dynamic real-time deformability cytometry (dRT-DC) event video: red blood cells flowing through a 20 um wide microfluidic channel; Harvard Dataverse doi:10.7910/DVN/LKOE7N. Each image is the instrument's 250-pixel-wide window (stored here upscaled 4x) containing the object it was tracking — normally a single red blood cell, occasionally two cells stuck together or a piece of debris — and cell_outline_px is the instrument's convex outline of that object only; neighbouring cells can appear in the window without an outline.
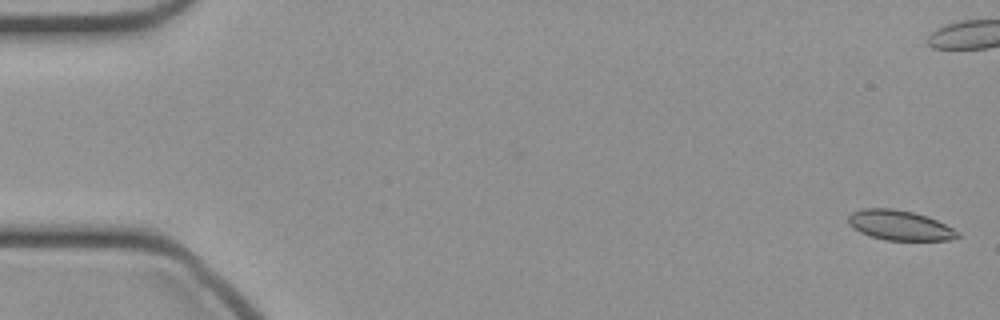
{"species": "common noctule bat (a hibernating species)", "species_latin": "Nyctalus noctula", "temperature_condition": "cold", "stored_images_in_passage": 3, "camera_frame_rate_fps": 3000, "um_per_image_px": 0.085, "animal": {"sex": "female", "body_mass_g": 21.9}, "frame": {"image": 1, "passage_image": 3, "time_ms": 0.667, "image_size_px": [1000, 320], "cell_outline_px": [[960, 236], [952, 240], [884, 240], [860, 232], [848, 224], [848, 216], [852, 212], [860, 208], [892, 208], [912, 212], [928, 216], [960, 232]], "centroid_in_image_um": [76.47, 19.14], "position_along_channel_um": 8.5, "area_um2": 19.07}}